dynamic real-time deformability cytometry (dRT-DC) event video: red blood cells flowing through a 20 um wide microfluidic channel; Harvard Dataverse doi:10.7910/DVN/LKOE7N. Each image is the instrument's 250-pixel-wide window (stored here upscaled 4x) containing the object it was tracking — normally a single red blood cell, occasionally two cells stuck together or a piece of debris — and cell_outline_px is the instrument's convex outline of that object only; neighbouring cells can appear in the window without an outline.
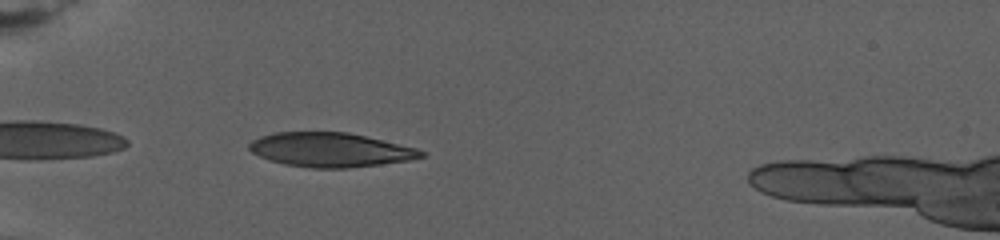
{"species": "human", "species_latin": "Homo sapiens", "temperature_condition": "warm", "stored_images_in_passage": 5, "camera_frame_rate_fps": 3000, "um_per_image_px": 0.085, "donor": {"sex": "female"}, "frame": {"image": 1, "passage_image": 3, "time_ms": 0.667, "image_size_px": [1000, 240], "cell_outline_px": [[424, 156], [408, 160], [380, 164], [348, 168], [312, 168], [284, 164], [268, 160], [252, 152], [248, 148], [248, 144], [252, 140], [260, 136], [276, 132], [348, 132], [416, 148], [424, 152]], "centroid_in_image_um": [28.03, 12.73], "position_along_channel_um": 57.0, "area_um2": 34.1}}